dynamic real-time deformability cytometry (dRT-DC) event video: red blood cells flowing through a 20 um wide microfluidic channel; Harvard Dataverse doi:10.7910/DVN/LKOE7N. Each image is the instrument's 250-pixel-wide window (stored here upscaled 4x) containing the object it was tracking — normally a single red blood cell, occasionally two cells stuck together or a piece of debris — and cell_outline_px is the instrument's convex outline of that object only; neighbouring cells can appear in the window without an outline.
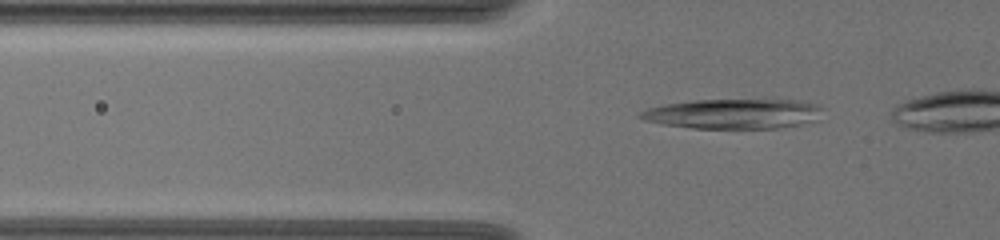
{"species": "common noctule bat (a hibernating species)", "species_latin": "Nyctalus noctula", "temperature_condition": "warm", "stored_images_in_passage": 36, "camera_frame_rate_fps": 3000, "um_per_image_px": 0.085, "animal": {"sex": "female", "body_mass_g": 19.5, "forearm_length_mm": 54.1}, "frame": {"image": 1, "passage_image": 4, "time_ms": 1.0, "image_size_px": [1000, 240], "cell_outline_px": [[820, 120], [776, 128], [692, 128], [664, 124], [644, 120], [636, 116], [640, 112], [648, 108], [668, 104], [696, 100], [792, 100], [812, 104], [820, 108]], "centroid_in_image_um": [62.3, 9.68], "position_along_channel_um": 63.5, "area_um2": 31.21}}
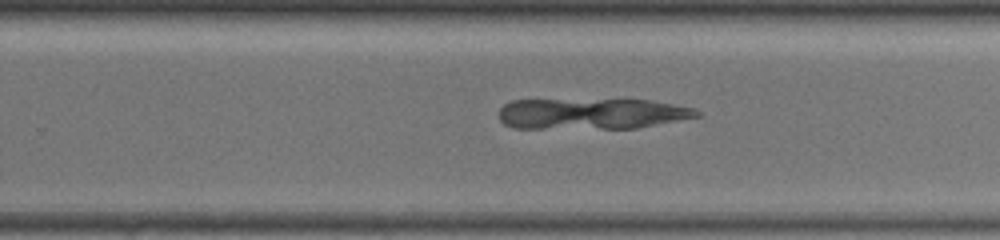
{"frame": {"image": 2, "passage_image": 23, "time_ms": 7.333, "image_size_px": [1000, 240], "cell_outline_px": [[700, 116], [636, 128], [512, 128], [504, 124], [500, 120], [500, 108], [504, 104], [512, 100], [652, 100], [692, 108], [700, 112]], "centroid_in_image_um": [50.26, 9.67], "position_along_channel_um": 279.5, "area_um2": 35.37}}
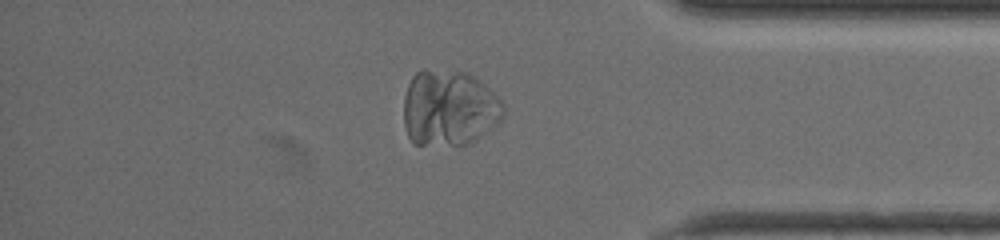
{"frame": {"image": 3, "passage_image": 34, "time_ms": 11.0, "image_size_px": [1000, 240], "cell_outline_px": [[504, 112], [500, 120], [496, 124], [472, 144], [412, 144], [408, 136], [404, 124], [404, 96], [408, 84], [412, 76], [416, 72], [424, 68], [468, 72], [480, 80], [500, 100], [504, 108]], "centroid_in_image_um": [38.15, 9.17], "position_along_channel_um": 397.0, "area_um2": 44.39}}